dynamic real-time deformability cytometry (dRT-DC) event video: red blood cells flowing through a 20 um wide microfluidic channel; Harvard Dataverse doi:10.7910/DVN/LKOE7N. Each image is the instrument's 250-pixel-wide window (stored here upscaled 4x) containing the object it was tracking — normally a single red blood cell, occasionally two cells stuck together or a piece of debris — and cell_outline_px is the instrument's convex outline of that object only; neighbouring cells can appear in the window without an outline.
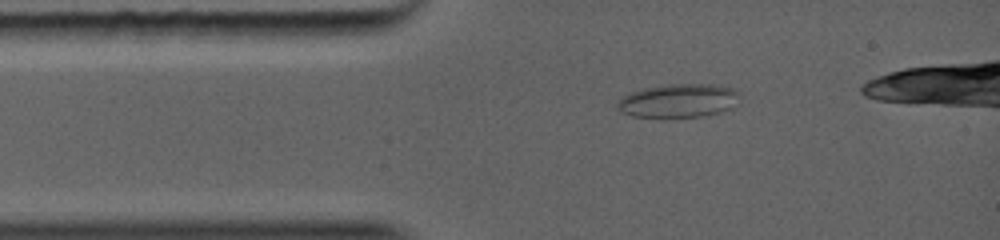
{"species": "common noctule bat (a hibernating species)", "species_latin": "Nyctalus noctula", "temperature_condition": "warm", "stored_images_in_passage": 6, "segment_of_instrument_passage": [1, 2], "camera_frame_rate_fps": 5000, "um_per_image_px": 0.085, "animal": {"sex": "female", "body_mass_g": 19.0, "forearm_length_mm": 56.7}, "frame": {"image": 1, "passage_image": 1, "time_ms": 0.0, "image_size_px": [1000, 240], "cell_outline_px": [[740, 96], [688, 116], [640, 116], [628, 112], [620, 108], [616, 104], [616, 100], [620, 96], [628, 92], [640, 88], [664, 84], [716, 84], [736, 88], [740, 92]], "centroid_in_image_um": [57.4, 8.43], "position_along_channel_um": 27.6, "area_um2": 21.79}}
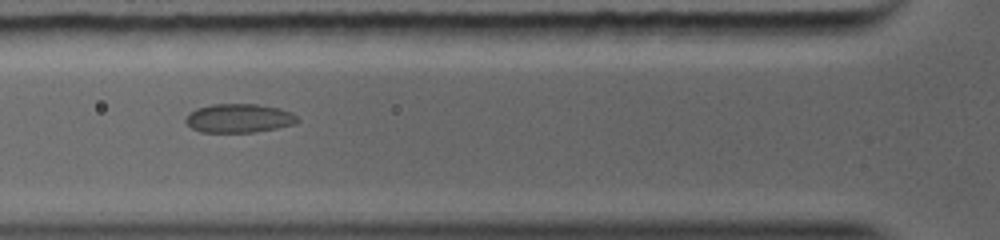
{"frame": {"image": 2, "passage_image": 4, "time_ms": 2.0, "image_size_px": [1000, 240], "cell_outline_px": [[296, 120], [288, 124], [272, 128], [248, 132], [204, 132], [188, 124], [188, 116], [196, 108], [208, 104], [256, 104], [276, 108], [288, 112]], "centroid_in_image_um": [20.21, 10.03], "position_along_channel_um": 105.6, "area_um2": 17.63}}